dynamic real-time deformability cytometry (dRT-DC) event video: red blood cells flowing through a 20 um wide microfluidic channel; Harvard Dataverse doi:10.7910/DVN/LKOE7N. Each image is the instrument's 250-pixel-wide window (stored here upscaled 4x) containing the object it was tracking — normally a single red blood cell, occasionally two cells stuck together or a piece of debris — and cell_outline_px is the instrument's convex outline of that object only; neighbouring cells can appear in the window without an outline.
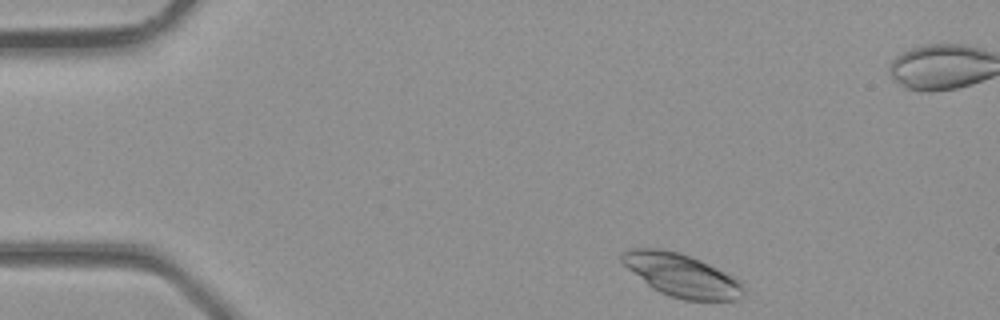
{"species": "common noctule bat (a hibernating species)", "species_latin": "Nyctalus noctula", "temperature_condition": "room temperature", "stored_images_in_passage": 4, "camera_frame_rate_fps": 3000, "um_per_image_px": 0.085, "animal": {"sex": "male", "body_mass_g": 23.1, "forearm_length_mm": 52.7}, "frame": {"image": 1, "passage_image": 4, "time_ms": 1.0, "image_size_px": [1000, 320], "cell_outline_px": [[744, 292], [736, 300], [684, 300], [668, 296], [652, 288], [628, 268], [620, 260], [620, 252], [632, 248], [660, 248], [680, 252], [700, 260], [740, 280], [744, 284]], "centroid_in_image_um": [57.91, 23.38], "position_along_channel_um": 27.1, "area_um2": 30.35}}